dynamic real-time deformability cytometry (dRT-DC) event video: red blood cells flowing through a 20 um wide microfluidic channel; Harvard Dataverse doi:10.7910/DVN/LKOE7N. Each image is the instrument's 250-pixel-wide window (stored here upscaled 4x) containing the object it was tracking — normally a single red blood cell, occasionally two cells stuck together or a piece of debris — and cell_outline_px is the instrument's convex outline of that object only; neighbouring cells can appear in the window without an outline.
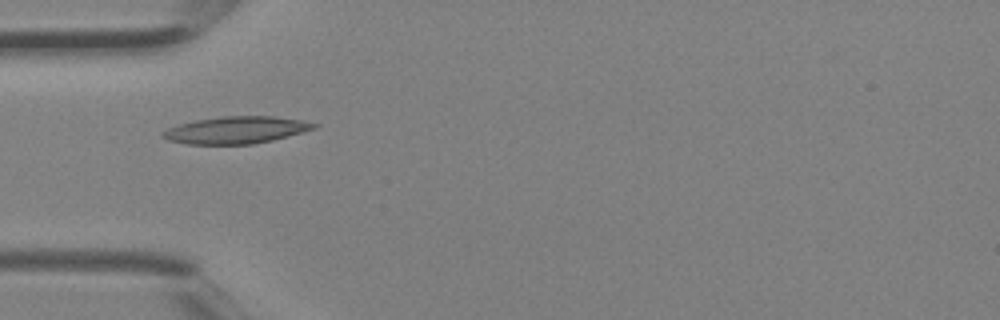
{"species": "Egyptian fruit bat (a non-hibernating species)", "species_latin": "Rousettus aegyptiacus", "temperature_condition": "room temperature", "stored_images_in_passage": 4, "camera_frame_rate_fps": 3000, "um_per_image_px": 0.085, "animal": {"sex": "female"}, "frame": {"image": 1, "passage_image": 4, "time_ms": 1.0, "image_size_px": [1000, 320], "cell_outline_px": [[320, 124], [316, 128], [304, 132], [272, 140], [252, 144], [188, 144], [168, 140], [160, 136], [168, 128], [180, 124], [196, 120], [220, 116], [276, 116], [300, 120]], "centroid_in_image_um": [20.1, 11.05], "position_along_channel_um": 64.9, "area_um2": 23.81}}